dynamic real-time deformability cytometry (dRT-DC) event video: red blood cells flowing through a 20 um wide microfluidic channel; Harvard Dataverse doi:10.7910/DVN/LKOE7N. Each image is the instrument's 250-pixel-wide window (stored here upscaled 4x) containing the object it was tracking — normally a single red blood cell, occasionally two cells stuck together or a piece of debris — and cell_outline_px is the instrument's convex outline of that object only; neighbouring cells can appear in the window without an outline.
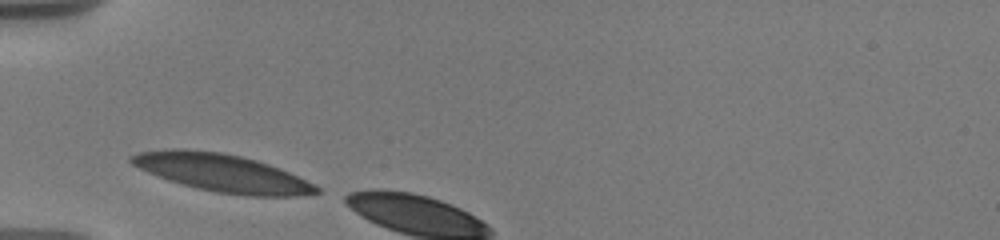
{"species": "human", "species_latin": "Homo sapiens", "temperature_condition": "warm", "stored_images_in_passage": 2, "camera_frame_rate_fps": 3000, "um_per_image_px": 0.085, "donor": {"sex": "male"}, "frame": {"image": 1, "passage_image": 1, "time_ms": 0.0, "image_size_px": [1000, 240], "cell_outline_px": [[320, 192], [304, 196], [248, 196], [216, 192], [196, 188], [168, 180], [148, 172], [132, 164], [128, 160], [128, 156], [136, 152], [172, 148], [184, 148], [224, 152], [256, 160], [280, 168], [320, 188]], "centroid_in_image_um": [18.83, 14.68], "position_along_channel_um": 66.2, "area_um2": 40.75}}